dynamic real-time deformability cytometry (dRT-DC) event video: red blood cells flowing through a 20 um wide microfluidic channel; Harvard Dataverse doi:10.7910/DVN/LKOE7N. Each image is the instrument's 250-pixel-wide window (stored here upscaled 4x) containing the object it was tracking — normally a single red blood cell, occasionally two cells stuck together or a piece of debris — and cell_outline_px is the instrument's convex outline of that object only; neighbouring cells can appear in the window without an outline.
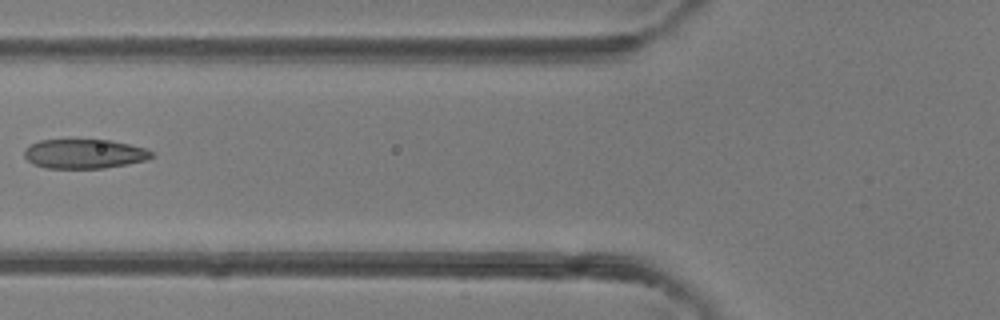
{"species": "common noctule bat (a hibernating species)", "species_latin": "Nyctalus noctula", "temperature_condition": "room temperature", "stored_images_in_passage": 2, "camera_frame_rate_fps": 3000, "um_per_image_px": 0.085, "animal": {"sex": "female"}, "frame": {"image": 1, "passage_image": 2, "time_ms": 1.0, "image_size_px": [1000, 320], "cell_outline_px": [[156, 156], [148, 160], [128, 164], [104, 168], [44, 168], [32, 164], [24, 156], [24, 148], [40, 140], [108, 140], [148, 148]], "centroid_in_image_um": [7.2, 13.08], "position_along_channel_um": 118.6, "area_um2": 21.96}}